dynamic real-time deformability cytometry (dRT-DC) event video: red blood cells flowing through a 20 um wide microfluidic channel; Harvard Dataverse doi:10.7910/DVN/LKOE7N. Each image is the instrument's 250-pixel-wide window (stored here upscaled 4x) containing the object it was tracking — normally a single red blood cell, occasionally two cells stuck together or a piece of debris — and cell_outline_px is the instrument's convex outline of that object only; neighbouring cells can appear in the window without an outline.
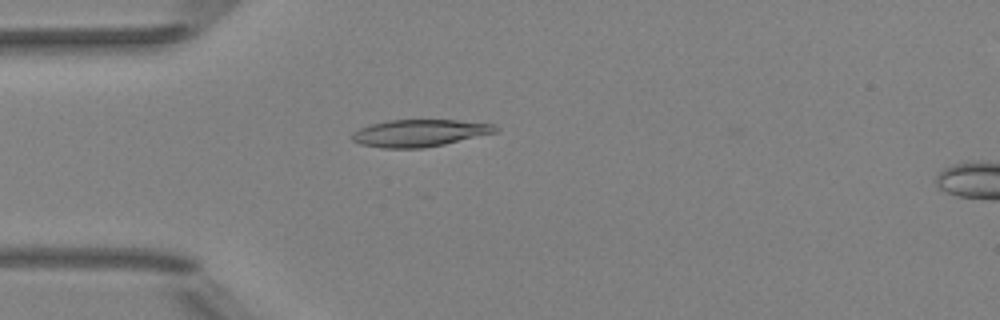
{"species": "Egyptian fruit bat (a non-hibernating species)", "species_latin": "Rousettus aegyptiacus", "temperature_condition": "room temperature", "stored_images_in_passage": 39, "camera_frame_rate_fps": 3000, "um_per_image_px": 0.085, "animal": {"sex": "female"}, "frame": {"image": 1, "passage_image": 2, "time_ms": 0.333, "image_size_px": [1000, 320], "cell_outline_px": [[500, 128], [496, 132], [444, 144], [424, 148], [384, 148], [360, 144], [352, 140], [352, 132], [368, 124], [388, 120], [456, 120], [496, 124]], "centroid_in_image_um": [35.65, 11.3], "position_along_channel_um": 49.3, "area_um2": 22.72}}
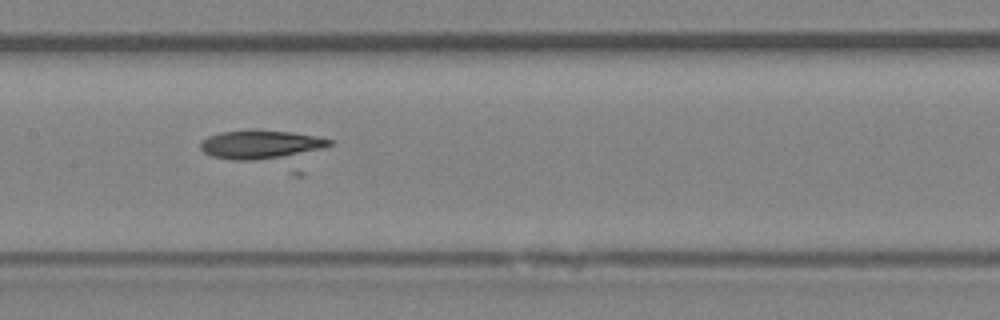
{"frame": {"image": 2, "passage_image": 13, "time_ms": 4.0, "image_size_px": [1000, 320], "cell_outline_px": [[332, 144], [324, 148], [280, 156], [256, 160], [232, 160], [212, 156], [204, 152], [200, 148], [200, 140], [208, 136], [220, 132], [252, 128], [256, 128], [292, 132], [316, 136], [332, 140]], "centroid_in_image_um": [22.07, 12.24], "position_along_channel_um": 185.3, "area_um2": 21.62}}
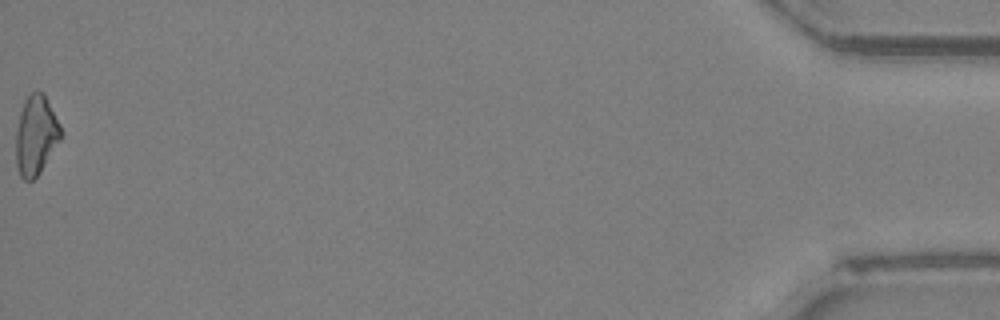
{"frame": {"image": 3, "passage_image": 39, "time_ms": 12.667, "image_size_px": [1000, 320], "cell_outline_px": [[64, 136], [40, 172], [32, 180], [24, 180], [20, 176], [16, 164], [16, 132], [20, 112], [24, 100], [32, 92], [44, 92], [60, 124]], "centroid_in_image_um": [3.08, 11.5], "position_along_channel_um": 432.1, "area_um2": 20.98}}